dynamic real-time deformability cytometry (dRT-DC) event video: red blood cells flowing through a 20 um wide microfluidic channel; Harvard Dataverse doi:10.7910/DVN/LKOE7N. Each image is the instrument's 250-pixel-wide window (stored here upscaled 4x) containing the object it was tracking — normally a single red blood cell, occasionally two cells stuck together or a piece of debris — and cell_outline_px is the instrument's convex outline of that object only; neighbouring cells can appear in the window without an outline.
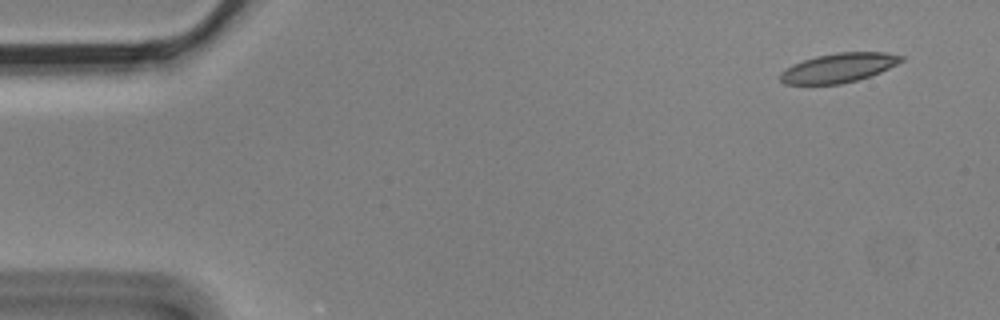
{"species": "Egyptian fruit bat (a non-hibernating species)", "species_latin": "Rousettus aegyptiacus", "temperature_condition": "cold", "stored_images_in_passage": 4, "camera_frame_rate_fps": 3000, "um_per_image_px": 0.085, "animal": {"sex": "male"}, "frame": {"image": 1, "passage_image": 1, "time_ms": 0.0, "image_size_px": [1000, 320], "cell_outline_px": [[904, 60], [880, 72], [856, 80], [840, 84], [784, 84], [780, 80], [780, 72], [792, 64], [816, 56], [836, 52], [888, 52], [904, 56]], "centroid_in_image_um": [71.28, 5.75], "position_along_channel_um": 13.7, "area_um2": 20.58}}